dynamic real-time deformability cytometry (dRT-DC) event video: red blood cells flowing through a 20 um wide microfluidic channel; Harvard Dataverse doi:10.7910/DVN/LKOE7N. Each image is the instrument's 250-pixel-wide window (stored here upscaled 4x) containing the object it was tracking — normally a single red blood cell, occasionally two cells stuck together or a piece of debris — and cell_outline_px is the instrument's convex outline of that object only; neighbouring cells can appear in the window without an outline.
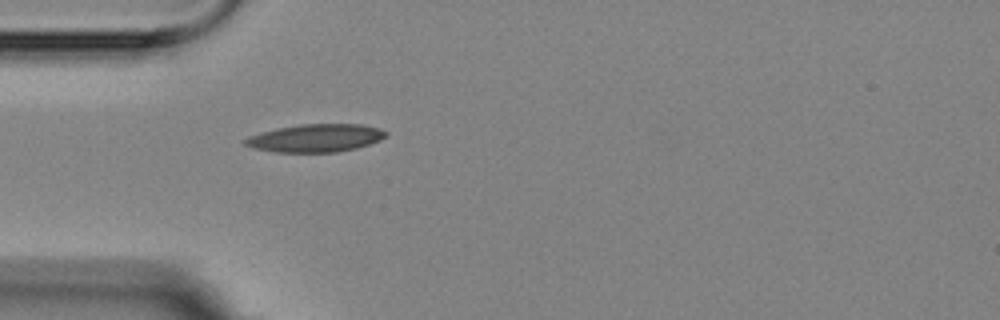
{"species": "Egyptian fruit bat (a non-hibernating species)", "species_latin": "Rousettus aegyptiacus", "temperature_condition": "room temperature", "stored_images_in_passage": 1, "camera_frame_rate_fps": 3000, "um_per_image_px": 0.085, "animal": {"sex": "female"}, "frame": {"image": 1, "passage_image": 1, "time_ms": 0.0, "image_size_px": [1000, 320], "cell_outline_px": [[388, 132], [380, 140], [356, 148], [336, 152], [276, 152], [252, 148], [244, 144], [244, 140], [248, 136], [276, 128], [300, 124], [360, 124], [380, 128]], "centroid_in_image_um": [26.81, 11.73], "position_along_channel_um": 58.2, "area_um2": 22.83}}